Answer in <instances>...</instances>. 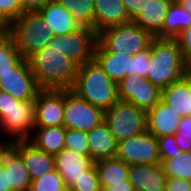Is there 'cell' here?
I'll list each match as a JSON object with an SVG mask.
<instances>
[{
	"mask_svg": "<svg viewBox=\"0 0 191 191\" xmlns=\"http://www.w3.org/2000/svg\"><path fill=\"white\" fill-rule=\"evenodd\" d=\"M146 119V111L123 100L105 111V123L118 142L146 132Z\"/></svg>",
	"mask_w": 191,
	"mask_h": 191,
	"instance_id": "6",
	"label": "cell"
},
{
	"mask_svg": "<svg viewBox=\"0 0 191 191\" xmlns=\"http://www.w3.org/2000/svg\"><path fill=\"white\" fill-rule=\"evenodd\" d=\"M157 141L161 161L173 158L183 152L176 143L174 135L161 136L157 138Z\"/></svg>",
	"mask_w": 191,
	"mask_h": 191,
	"instance_id": "35",
	"label": "cell"
},
{
	"mask_svg": "<svg viewBox=\"0 0 191 191\" xmlns=\"http://www.w3.org/2000/svg\"><path fill=\"white\" fill-rule=\"evenodd\" d=\"M184 8L191 12V0H176Z\"/></svg>",
	"mask_w": 191,
	"mask_h": 191,
	"instance_id": "46",
	"label": "cell"
},
{
	"mask_svg": "<svg viewBox=\"0 0 191 191\" xmlns=\"http://www.w3.org/2000/svg\"><path fill=\"white\" fill-rule=\"evenodd\" d=\"M119 100L133 103L148 112L162 97V90L147 78L138 75L126 76L118 83Z\"/></svg>",
	"mask_w": 191,
	"mask_h": 191,
	"instance_id": "10",
	"label": "cell"
},
{
	"mask_svg": "<svg viewBox=\"0 0 191 191\" xmlns=\"http://www.w3.org/2000/svg\"><path fill=\"white\" fill-rule=\"evenodd\" d=\"M101 189L111 187L112 184L129 181L130 165L117 157L94 162Z\"/></svg>",
	"mask_w": 191,
	"mask_h": 191,
	"instance_id": "26",
	"label": "cell"
},
{
	"mask_svg": "<svg viewBox=\"0 0 191 191\" xmlns=\"http://www.w3.org/2000/svg\"><path fill=\"white\" fill-rule=\"evenodd\" d=\"M174 136L180 149L191 151V116L182 117Z\"/></svg>",
	"mask_w": 191,
	"mask_h": 191,
	"instance_id": "36",
	"label": "cell"
},
{
	"mask_svg": "<svg viewBox=\"0 0 191 191\" xmlns=\"http://www.w3.org/2000/svg\"><path fill=\"white\" fill-rule=\"evenodd\" d=\"M161 99L179 116H191V80L185 76L162 89Z\"/></svg>",
	"mask_w": 191,
	"mask_h": 191,
	"instance_id": "23",
	"label": "cell"
},
{
	"mask_svg": "<svg viewBox=\"0 0 191 191\" xmlns=\"http://www.w3.org/2000/svg\"><path fill=\"white\" fill-rule=\"evenodd\" d=\"M0 90L22 101L36 99L41 88L27 59H24L16 68H12V71L0 74Z\"/></svg>",
	"mask_w": 191,
	"mask_h": 191,
	"instance_id": "11",
	"label": "cell"
},
{
	"mask_svg": "<svg viewBox=\"0 0 191 191\" xmlns=\"http://www.w3.org/2000/svg\"><path fill=\"white\" fill-rule=\"evenodd\" d=\"M64 89H41L35 99V127L63 126Z\"/></svg>",
	"mask_w": 191,
	"mask_h": 191,
	"instance_id": "13",
	"label": "cell"
},
{
	"mask_svg": "<svg viewBox=\"0 0 191 191\" xmlns=\"http://www.w3.org/2000/svg\"><path fill=\"white\" fill-rule=\"evenodd\" d=\"M3 141H0V166L2 165L4 155L12 147L13 144V142L8 139H5Z\"/></svg>",
	"mask_w": 191,
	"mask_h": 191,
	"instance_id": "45",
	"label": "cell"
},
{
	"mask_svg": "<svg viewBox=\"0 0 191 191\" xmlns=\"http://www.w3.org/2000/svg\"><path fill=\"white\" fill-rule=\"evenodd\" d=\"M166 177H178L191 181V151L161 161Z\"/></svg>",
	"mask_w": 191,
	"mask_h": 191,
	"instance_id": "30",
	"label": "cell"
},
{
	"mask_svg": "<svg viewBox=\"0 0 191 191\" xmlns=\"http://www.w3.org/2000/svg\"><path fill=\"white\" fill-rule=\"evenodd\" d=\"M5 28L0 24V32L4 30Z\"/></svg>",
	"mask_w": 191,
	"mask_h": 191,
	"instance_id": "48",
	"label": "cell"
},
{
	"mask_svg": "<svg viewBox=\"0 0 191 191\" xmlns=\"http://www.w3.org/2000/svg\"><path fill=\"white\" fill-rule=\"evenodd\" d=\"M68 191H102L95 163L75 180Z\"/></svg>",
	"mask_w": 191,
	"mask_h": 191,
	"instance_id": "32",
	"label": "cell"
},
{
	"mask_svg": "<svg viewBox=\"0 0 191 191\" xmlns=\"http://www.w3.org/2000/svg\"><path fill=\"white\" fill-rule=\"evenodd\" d=\"M150 62V47L133 55V74L147 78Z\"/></svg>",
	"mask_w": 191,
	"mask_h": 191,
	"instance_id": "37",
	"label": "cell"
},
{
	"mask_svg": "<svg viewBox=\"0 0 191 191\" xmlns=\"http://www.w3.org/2000/svg\"><path fill=\"white\" fill-rule=\"evenodd\" d=\"M191 26V12L184 9L174 0L163 23V30L156 36L158 38L176 39L183 30Z\"/></svg>",
	"mask_w": 191,
	"mask_h": 191,
	"instance_id": "27",
	"label": "cell"
},
{
	"mask_svg": "<svg viewBox=\"0 0 191 191\" xmlns=\"http://www.w3.org/2000/svg\"><path fill=\"white\" fill-rule=\"evenodd\" d=\"M149 0H122L131 21L141 14Z\"/></svg>",
	"mask_w": 191,
	"mask_h": 191,
	"instance_id": "40",
	"label": "cell"
},
{
	"mask_svg": "<svg viewBox=\"0 0 191 191\" xmlns=\"http://www.w3.org/2000/svg\"><path fill=\"white\" fill-rule=\"evenodd\" d=\"M12 148L22 157L32 180L55 170L54 155L37 149L28 140L14 141Z\"/></svg>",
	"mask_w": 191,
	"mask_h": 191,
	"instance_id": "14",
	"label": "cell"
},
{
	"mask_svg": "<svg viewBox=\"0 0 191 191\" xmlns=\"http://www.w3.org/2000/svg\"><path fill=\"white\" fill-rule=\"evenodd\" d=\"M90 156L94 162L114 158L118 151V141L112 135L105 121L87 132Z\"/></svg>",
	"mask_w": 191,
	"mask_h": 191,
	"instance_id": "21",
	"label": "cell"
},
{
	"mask_svg": "<svg viewBox=\"0 0 191 191\" xmlns=\"http://www.w3.org/2000/svg\"><path fill=\"white\" fill-rule=\"evenodd\" d=\"M2 166L8 171L9 184L14 191H29L32 179L22 157L11 147L3 157Z\"/></svg>",
	"mask_w": 191,
	"mask_h": 191,
	"instance_id": "25",
	"label": "cell"
},
{
	"mask_svg": "<svg viewBox=\"0 0 191 191\" xmlns=\"http://www.w3.org/2000/svg\"><path fill=\"white\" fill-rule=\"evenodd\" d=\"M79 97L104 111L118 101V84L93 59L79 66L75 84L71 88Z\"/></svg>",
	"mask_w": 191,
	"mask_h": 191,
	"instance_id": "3",
	"label": "cell"
},
{
	"mask_svg": "<svg viewBox=\"0 0 191 191\" xmlns=\"http://www.w3.org/2000/svg\"><path fill=\"white\" fill-rule=\"evenodd\" d=\"M93 59L117 84L126 76L133 75V55L131 54L108 52L97 42Z\"/></svg>",
	"mask_w": 191,
	"mask_h": 191,
	"instance_id": "15",
	"label": "cell"
},
{
	"mask_svg": "<svg viewBox=\"0 0 191 191\" xmlns=\"http://www.w3.org/2000/svg\"><path fill=\"white\" fill-rule=\"evenodd\" d=\"M24 59L48 46L54 36L38 11H26L7 28Z\"/></svg>",
	"mask_w": 191,
	"mask_h": 191,
	"instance_id": "4",
	"label": "cell"
},
{
	"mask_svg": "<svg viewBox=\"0 0 191 191\" xmlns=\"http://www.w3.org/2000/svg\"><path fill=\"white\" fill-rule=\"evenodd\" d=\"M29 191H68L62 176L55 169L32 180Z\"/></svg>",
	"mask_w": 191,
	"mask_h": 191,
	"instance_id": "31",
	"label": "cell"
},
{
	"mask_svg": "<svg viewBox=\"0 0 191 191\" xmlns=\"http://www.w3.org/2000/svg\"><path fill=\"white\" fill-rule=\"evenodd\" d=\"M105 121V111L91 105L71 89H64V121L66 129L91 131Z\"/></svg>",
	"mask_w": 191,
	"mask_h": 191,
	"instance_id": "7",
	"label": "cell"
},
{
	"mask_svg": "<svg viewBox=\"0 0 191 191\" xmlns=\"http://www.w3.org/2000/svg\"><path fill=\"white\" fill-rule=\"evenodd\" d=\"M34 127L35 100H19L0 118V128L12 142L29 140Z\"/></svg>",
	"mask_w": 191,
	"mask_h": 191,
	"instance_id": "9",
	"label": "cell"
},
{
	"mask_svg": "<svg viewBox=\"0 0 191 191\" xmlns=\"http://www.w3.org/2000/svg\"><path fill=\"white\" fill-rule=\"evenodd\" d=\"M55 0H21L24 11H38Z\"/></svg>",
	"mask_w": 191,
	"mask_h": 191,
	"instance_id": "42",
	"label": "cell"
},
{
	"mask_svg": "<svg viewBox=\"0 0 191 191\" xmlns=\"http://www.w3.org/2000/svg\"><path fill=\"white\" fill-rule=\"evenodd\" d=\"M21 0H0V24L7 28L24 13Z\"/></svg>",
	"mask_w": 191,
	"mask_h": 191,
	"instance_id": "34",
	"label": "cell"
},
{
	"mask_svg": "<svg viewBox=\"0 0 191 191\" xmlns=\"http://www.w3.org/2000/svg\"><path fill=\"white\" fill-rule=\"evenodd\" d=\"M165 191H191V181L178 177H167Z\"/></svg>",
	"mask_w": 191,
	"mask_h": 191,
	"instance_id": "39",
	"label": "cell"
},
{
	"mask_svg": "<svg viewBox=\"0 0 191 191\" xmlns=\"http://www.w3.org/2000/svg\"><path fill=\"white\" fill-rule=\"evenodd\" d=\"M67 9L80 26L94 30L95 0H55Z\"/></svg>",
	"mask_w": 191,
	"mask_h": 191,
	"instance_id": "29",
	"label": "cell"
},
{
	"mask_svg": "<svg viewBox=\"0 0 191 191\" xmlns=\"http://www.w3.org/2000/svg\"><path fill=\"white\" fill-rule=\"evenodd\" d=\"M154 36L133 21L107 28L97 34V42L108 52L135 55L147 50Z\"/></svg>",
	"mask_w": 191,
	"mask_h": 191,
	"instance_id": "5",
	"label": "cell"
},
{
	"mask_svg": "<svg viewBox=\"0 0 191 191\" xmlns=\"http://www.w3.org/2000/svg\"><path fill=\"white\" fill-rule=\"evenodd\" d=\"M191 65L184 59L177 39L154 37L150 45L147 79L161 90L182 80Z\"/></svg>",
	"mask_w": 191,
	"mask_h": 191,
	"instance_id": "2",
	"label": "cell"
},
{
	"mask_svg": "<svg viewBox=\"0 0 191 191\" xmlns=\"http://www.w3.org/2000/svg\"><path fill=\"white\" fill-rule=\"evenodd\" d=\"M23 60L11 33L5 28L0 32V74L12 71Z\"/></svg>",
	"mask_w": 191,
	"mask_h": 191,
	"instance_id": "28",
	"label": "cell"
},
{
	"mask_svg": "<svg viewBox=\"0 0 191 191\" xmlns=\"http://www.w3.org/2000/svg\"><path fill=\"white\" fill-rule=\"evenodd\" d=\"M38 12L53 36L70 34L81 27L72 14L57 1L49 2Z\"/></svg>",
	"mask_w": 191,
	"mask_h": 191,
	"instance_id": "20",
	"label": "cell"
},
{
	"mask_svg": "<svg viewBox=\"0 0 191 191\" xmlns=\"http://www.w3.org/2000/svg\"><path fill=\"white\" fill-rule=\"evenodd\" d=\"M174 0H149L133 22L156 37L163 30L168 9Z\"/></svg>",
	"mask_w": 191,
	"mask_h": 191,
	"instance_id": "22",
	"label": "cell"
},
{
	"mask_svg": "<svg viewBox=\"0 0 191 191\" xmlns=\"http://www.w3.org/2000/svg\"><path fill=\"white\" fill-rule=\"evenodd\" d=\"M59 48L79 66L94 58L97 33L90 27L81 26L73 33L58 36Z\"/></svg>",
	"mask_w": 191,
	"mask_h": 191,
	"instance_id": "12",
	"label": "cell"
},
{
	"mask_svg": "<svg viewBox=\"0 0 191 191\" xmlns=\"http://www.w3.org/2000/svg\"><path fill=\"white\" fill-rule=\"evenodd\" d=\"M27 60L41 89H71L75 84L79 65L61 51L58 36Z\"/></svg>",
	"mask_w": 191,
	"mask_h": 191,
	"instance_id": "1",
	"label": "cell"
},
{
	"mask_svg": "<svg viewBox=\"0 0 191 191\" xmlns=\"http://www.w3.org/2000/svg\"><path fill=\"white\" fill-rule=\"evenodd\" d=\"M116 157L128 165L161 164L157 138L148 131L119 141Z\"/></svg>",
	"mask_w": 191,
	"mask_h": 191,
	"instance_id": "8",
	"label": "cell"
},
{
	"mask_svg": "<svg viewBox=\"0 0 191 191\" xmlns=\"http://www.w3.org/2000/svg\"><path fill=\"white\" fill-rule=\"evenodd\" d=\"M19 100L9 94L0 90V118L5 114L11 106L16 104Z\"/></svg>",
	"mask_w": 191,
	"mask_h": 191,
	"instance_id": "41",
	"label": "cell"
},
{
	"mask_svg": "<svg viewBox=\"0 0 191 191\" xmlns=\"http://www.w3.org/2000/svg\"><path fill=\"white\" fill-rule=\"evenodd\" d=\"M128 178L135 191H165L167 177L161 164L130 165Z\"/></svg>",
	"mask_w": 191,
	"mask_h": 191,
	"instance_id": "19",
	"label": "cell"
},
{
	"mask_svg": "<svg viewBox=\"0 0 191 191\" xmlns=\"http://www.w3.org/2000/svg\"><path fill=\"white\" fill-rule=\"evenodd\" d=\"M102 191H135L130 181H124L123 183L112 184L111 187H106Z\"/></svg>",
	"mask_w": 191,
	"mask_h": 191,
	"instance_id": "44",
	"label": "cell"
},
{
	"mask_svg": "<svg viewBox=\"0 0 191 191\" xmlns=\"http://www.w3.org/2000/svg\"><path fill=\"white\" fill-rule=\"evenodd\" d=\"M176 39L184 59L191 65V26L183 30Z\"/></svg>",
	"mask_w": 191,
	"mask_h": 191,
	"instance_id": "38",
	"label": "cell"
},
{
	"mask_svg": "<svg viewBox=\"0 0 191 191\" xmlns=\"http://www.w3.org/2000/svg\"><path fill=\"white\" fill-rule=\"evenodd\" d=\"M35 133L28 140L37 149L51 155L58 154L65 146L64 126L34 127Z\"/></svg>",
	"mask_w": 191,
	"mask_h": 191,
	"instance_id": "24",
	"label": "cell"
},
{
	"mask_svg": "<svg viewBox=\"0 0 191 191\" xmlns=\"http://www.w3.org/2000/svg\"><path fill=\"white\" fill-rule=\"evenodd\" d=\"M132 22L122 0H95L94 31L99 32L114 26Z\"/></svg>",
	"mask_w": 191,
	"mask_h": 191,
	"instance_id": "18",
	"label": "cell"
},
{
	"mask_svg": "<svg viewBox=\"0 0 191 191\" xmlns=\"http://www.w3.org/2000/svg\"><path fill=\"white\" fill-rule=\"evenodd\" d=\"M54 158L55 169L62 176L67 188L94 164L90 154H80L65 148L54 155Z\"/></svg>",
	"mask_w": 191,
	"mask_h": 191,
	"instance_id": "16",
	"label": "cell"
},
{
	"mask_svg": "<svg viewBox=\"0 0 191 191\" xmlns=\"http://www.w3.org/2000/svg\"><path fill=\"white\" fill-rule=\"evenodd\" d=\"M64 148L80 154H90L87 132L79 129H66Z\"/></svg>",
	"mask_w": 191,
	"mask_h": 191,
	"instance_id": "33",
	"label": "cell"
},
{
	"mask_svg": "<svg viewBox=\"0 0 191 191\" xmlns=\"http://www.w3.org/2000/svg\"><path fill=\"white\" fill-rule=\"evenodd\" d=\"M182 117L162 99L147 112V131L156 138L175 135Z\"/></svg>",
	"mask_w": 191,
	"mask_h": 191,
	"instance_id": "17",
	"label": "cell"
},
{
	"mask_svg": "<svg viewBox=\"0 0 191 191\" xmlns=\"http://www.w3.org/2000/svg\"><path fill=\"white\" fill-rule=\"evenodd\" d=\"M0 191H14L11 184H9L8 171L0 166Z\"/></svg>",
	"mask_w": 191,
	"mask_h": 191,
	"instance_id": "43",
	"label": "cell"
},
{
	"mask_svg": "<svg viewBox=\"0 0 191 191\" xmlns=\"http://www.w3.org/2000/svg\"><path fill=\"white\" fill-rule=\"evenodd\" d=\"M186 76L191 80V67L189 68L188 74Z\"/></svg>",
	"mask_w": 191,
	"mask_h": 191,
	"instance_id": "47",
	"label": "cell"
}]
</instances>
